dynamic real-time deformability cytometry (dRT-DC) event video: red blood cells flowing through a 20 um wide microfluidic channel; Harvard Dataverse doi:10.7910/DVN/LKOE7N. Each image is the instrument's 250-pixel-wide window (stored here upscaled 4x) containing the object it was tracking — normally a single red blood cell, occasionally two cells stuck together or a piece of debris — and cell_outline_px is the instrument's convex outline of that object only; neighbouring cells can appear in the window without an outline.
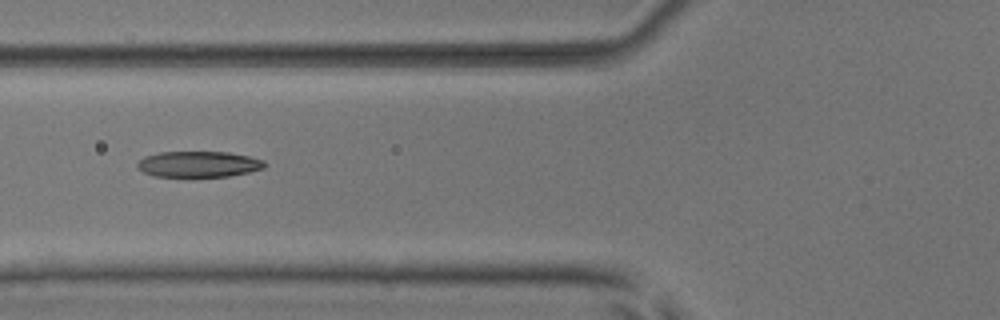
{"species": "common noctule bat (a hibernating species)", "species_latin": "Nyctalus noctula", "temperature_condition": "room temperature", "stored_images_in_passage": 30, "camera_frame_rate_fps": 3000, "um_per_image_px": 0.085, "animal": {"sex": "male", "body_mass_g": 17.9, "forearm_length_mm": 54.2}, "frame": {"image": 1, "passage_image": 21, "time_ms": 6.667, "image_size_px": [1000, 320], "cell_outline_px": [[268, 164], [264, 168], [248, 172], [228, 176], [192, 180], [152, 176], [136, 168], [136, 164], [144, 156], [160, 152], [228, 152], [248, 156], [264, 160]], "centroid_in_image_um": [16.84, 14.01], "position_along_channel_um": 109.0, "area_um2": 20.29}}